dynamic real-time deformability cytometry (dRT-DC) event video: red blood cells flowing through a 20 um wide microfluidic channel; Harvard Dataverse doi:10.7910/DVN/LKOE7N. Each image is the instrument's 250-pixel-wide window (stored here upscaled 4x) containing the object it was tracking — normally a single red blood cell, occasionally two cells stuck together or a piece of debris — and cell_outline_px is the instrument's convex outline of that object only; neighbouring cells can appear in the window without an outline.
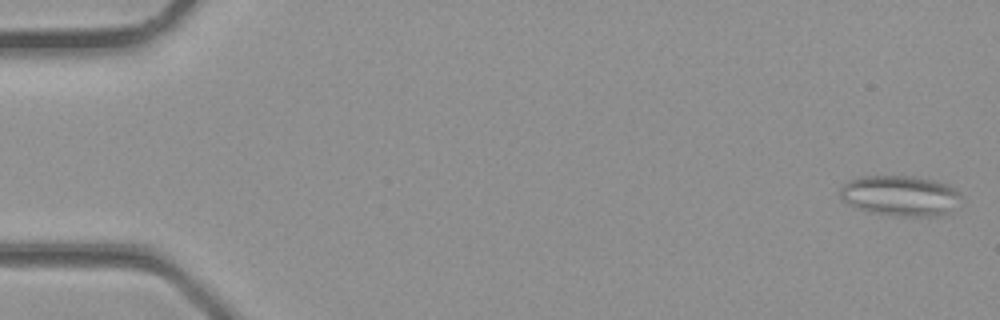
{"species": "common noctule bat (a hibernating species)", "species_latin": "Nyctalus noctula", "temperature_condition": "room temperature", "stored_images_in_passage": 11, "camera_frame_rate_fps": 3000, "um_per_image_px": 0.085, "animal": {"sex": "male", "body_mass_g": 23.1, "forearm_length_mm": 52.7}, "frame": {"image": 1, "passage_image": 1, "time_ms": 0.0, "image_size_px": [1000, 320], "cell_outline_px": [[964, 196], [940, 216], [888, 216], [868, 212], [856, 208], [840, 200], [840, 188], [844, 184], [860, 176], [912, 176], [936, 180], [960, 192]], "centroid_in_image_um": [76.46, 16.64], "position_along_channel_um": 8.5, "area_um2": 28.55}}